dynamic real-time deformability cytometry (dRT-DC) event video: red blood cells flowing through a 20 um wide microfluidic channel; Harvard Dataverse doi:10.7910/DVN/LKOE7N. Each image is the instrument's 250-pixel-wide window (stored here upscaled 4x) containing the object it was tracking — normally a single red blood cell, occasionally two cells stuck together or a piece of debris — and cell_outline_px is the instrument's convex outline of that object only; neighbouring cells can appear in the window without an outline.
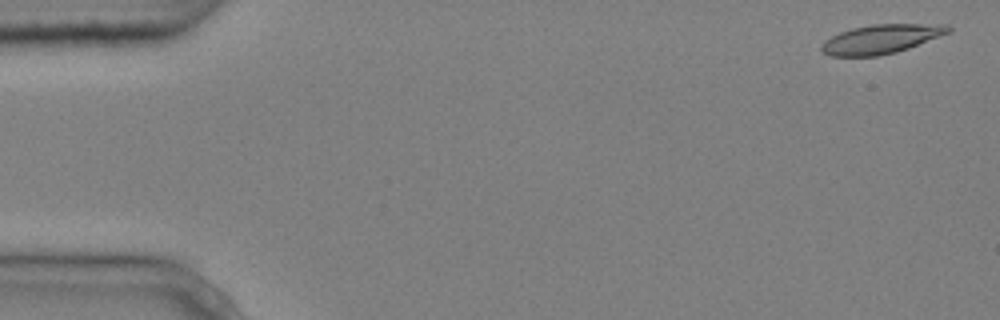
{"species": "common noctule bat (a hibernating species)", "species_latin": "Nyctalus noctula", "temperature_condition": "cold", "stored_images_in_passage": 4, "camera_frame_rate_fps": 3000, "um_per_image_px": 0.085, "animal": {"sex": "male", "body_mass_g": 20.4}, "frame": {"image": 1, "passage_image": 1, "time_ms": 0.0, "image_size_px": [1000, 320], "cell_outline_px": [[952, 32], [908, 48], [896, 52], [880, 56], [832, 56], [824, 52], [820, 48], [820, 44], [824, 40], [840, 32], [852, 28], [872, 24], [948, 24], [952, 28]], "centroid_in_image_um": [74.92, 3.31], "position_along_channel_um": 10.1, "area_um2": 21.62}}